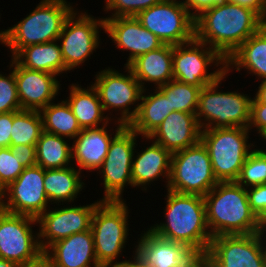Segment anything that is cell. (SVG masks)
<instances>
[{
  "label": "cell",
  "instance_id": "cell-1",
  "mask_svg": "<svg viewBox=\"0 0 266 267\" xmlns=\"http://www.w3.org/2000/svg\"><path fill=\"white\" fill-rule=\"evenodd\" d=\"M195 39L215 49L225 60L266 20L254 9L226 1L195 17Z\"/></svg>",
  "mask_w": 266,
  "mask_h": 267
},
{
  "label": "cell",
  "instance_id": "cell-2",
  "mask_svg": "<svg viewBox=\"0 0 266 267\" xmlns=\"http://www.w3.org/2000/svg\"><path fill=\"white\" fill-rule=\"evenodd\" d=\"M166 222L148 228L156 236L185 244L197 254H206L212 239L206 222L203 196L167 189Z\"/></svg>",
  "mask_w": 266,
  "mask_h": 267
},
{
  "label": "cell",
  "instance_id": "cell-3",
  "mask_svg": "<svg viewBox=\"0 0 266 267\" xmlns=\"http://www.w3.org/2000/svg\"><path fill=\"white\" fill-rule=\"evenodd\" d=\"M204 200L212 237L263 231L264 224L250 208L246 188L236 181L218 182Z\"/></svg>",
  "mask_w": 266,
  "mask_h": 267
},
{
  "label": "cell",
  "instance_id": "cell-4",
  "mask_svg": "<svg viewBox=\"0 0 266 267\" xmlns=\"http://www.w3.org/2000/svg\"><path fill=\"white\" fill-rule=\"evenodd\" d=\"M73 11L66 0H41L22 21L0 31V42L10 48L13 58L26 46L57 40Z\"/></svg>",
  "mask_w": 266,
  "mask_h": 267
},
{
  "label": "cell",
  "instance_id": "cell-5",
  "mask_svg": "<svg viewBox=\"0 0 266 267\" xmlns=\"http://www.w3.org/2000/svg\"><path fill=\"white\" fill-rule=\"evenodd\" d=\"M228 72L199 93L196 118L202 130L209 128H248L252 98L239 92H220L219 85ZM207 122V123H206Z\"/></svg>",
  "mask_w": 266,
  "mask_h": 267
},
{
  "label": "cell",
  "instance_id": "cell-6",
  "mask_svg": "<svg viewBox=\"0 0 266 267\" xmlns=\"http://www.w3.org/2000/svg\"><path fill=\"white\" fill-rule=\"evenodd\" d=\"M249 132L248 128L243 127L209 128L201 131L200 140L208 150L218 182L237 180L251 148L254 147L252 143L247 144Z\"/></svg>",
  "mask_w": 266,
  "mask_h": 267
},
{
  "label": "cell",
  "instance_id": "cell-7",
  "mask_svg": "<svg viewBox=\"0 0 266 267\" xmlns=\"http://www.w3.org/2000/svg\"><path fill=\"white\" fill-rule=\"evenodd\" d=\"M217 183L208 150L201 140L172 153L168 190L204 197Z\"/></svg>",
  "mask_w": 266,
  "mask_h": 267
},
{
  "label": "cell",
  "instance_id": "cell-8",
  "mask_svg": "<svg viewBox=\"0 0 266 267\" xmlns=\"http://www.w3.org/2000/svg\"><path fill=\"white\" fill-rule=\"evenodd\" d=\"M126 201H102L92 216L95 254L100 266L115 262L125 248L128 234Z\"/></svg>",
  "mask_w": 266,
  "mask_h": 267
},
{
  "label": "cell",
  "instance_id": "cell-9",
  "mask_svg": "<svg viewBox=\"0 0 266 267\" xmlns=\"http://www.w3.org/2000/svg\"><path fill=\"white\" fill-rule=\"evenodd\" d=\"M116 125L106 158L98 169L105 189L102 201H124V187H133L131 168L138 134L130 126L119 122Z\"/></svg>",
  "mask_w": 266,
  "mask_h": 267
},
{
  "label": "cell",
  "instance_id": "cell-10",
  "mask_svg": "<svg viewBox=\"0 0 266 267\" xmlns=\"http://www.w3.org/2000/svg\"><path fill=\"white\" fill-rule=\"evenodd\" d=\"M207 46L195 38L172 46L173 79L202 89L220 78L226 72V60L215 49ZM211 64L220 67L208 73Z\"/></svg>",
  "mask_w": 266,
  "mask_h": 267
},
{
  "label": "cell",
  "instance_id": "cell-11",
  "mask_svg": "<svg viewBox=\"0 0 266 267\" xmlns=\"http://www.w3.org/2000/svg\"><path fill=\"white\" fill-rule=\"evenodd\" d=\"M135 17L163 44L175 46L195 38V17L180 0H161Z\"/></svg>",
  "mask_w": 266,
  "mask_h": 267
},
{
  "label": "cell",
  "instance_id": "cell-12",
  "mask_svg": "<svg viewBox=\"0 0 266 267\" xmlns=\"http://www.w3.org/2000/svg\"><path fill=\"white\" fill-rule=\"evenodd\" d=\"M124 67L127 75L109 67L98 72L92 86L98 93L103 111L121 110V117L117 118L116 123L119 122L129 126L139 110L138 101H140L143 89L140 82L134 77L132 70L128 66ZM136 102L138 104L132 110L130 106L135 105Z\"/></svg>",
  "mask_w": 266,
  "mask_h": 267
},
{
  "label": "cell",
  "instance_id": "cell-13",
  "mask_svg": "<svg viewBox=\"0 0 266 267\" xmlns=\"http://www.w3.org/2000/svg\"><path fill=\"white\" fill-rule=\"evenodd\" d=\"M99 28L105 31L103 18L95 19L86 12L80 14L76 10L70 14L57 39L60 41L65 72L77 69L98 48Z\"/></svg>",
  "mask_w": 266,
  "mask_h": 267
},
{
  "label": "cell",
  "instance_id": "cell-14",
  "mask_svg": "<svg viewBox=\"0 0 266 267\" xmlns=\"http://www.w3.org/2000/svg\"><path fill=\"white\" fill-rule=\"evenodd\" d=\"M44 176L45 169L41 166L24 168L18 178L0 193V208L12 214L38 218L50 207Z\"/></svg>",
  "mask_w": 266,
  "mask_h": 267
},
{
  "label": "cell",
  "instance_id": "cell-15",
  "mask_svg": "<svg viewBox=\"0 0 266 267\" xmlns=\"http://www.w3.org/2000/svg\"><path fill=\"white\" fill-rule=\"evenodd\" d=\"M264 234L262 231L212 237L206 254L217 267H266Z\"/></svg>",
  "mask_w": 266,
  "mask_h": 267
},
{
  "label": "cell",
  "instance_id": "cell-16",
  "mask_svg": "<svg viewBox=\"0 0 266 267\" xmlns=\"http://www.w3.org/2000/svg\"><path fill=\"white\" fill-rule=\"evenodd\" d=\"M34 224H37V218L12 214L0 208L1 259L20 265L43 251L38 232L35 234L32 230Z\"/></svg>",
  "mask_w": 266,
  "mask_h": 267
},
{
  "label": "cell",
  "instance_id": "cell-17",
  "mask_svg": "<svg viewBox=\"0 0 266 267\" xmlns=\"http://www.w3.org/2000/svg\"><path fill=\"white\" fill-rule=\"evenodd\" d=\"M102 202L99 200L89 205L50 208L37 218L39 224V244L46 251L53 243L73 234L91 229L95 208ZM43 239V240H41ZM46 240V241H45Z\"/></svg>",
  "mask_w": 266,
  "mask_h": 267
},
{
  "label": "cell",
  "instance_id": "cell-18",
  "mask_svg": "<svg viewBox=\"0 0 266 267\" xmlns=\"http://www.w3.org/2000/svg\"><path fill=\"white\" fill-rule=\"evenodd\" d=\"M105 33L116 44V48L130 51L125 66L138 56L162 47L163 42L144 28L136 17L104 18Z\"/></svg>",
  "mask_w": 266,
  "mask_h": 267
},
{
  "label": "cell",
  "instance_id": "cell-19",
  "mask_svg": "<svg viewBox=\"0 0 266 267\" xmlns=\"http://www.w3.org/2000/svg\"><path fill=\"white\" fill-rule=\"evenodd\" d=\"M14 77L22 110L41 111L58 95L56 75L20 66L14 60Z\"/></svg>",
  "mask_w": 266,
  "mask_h": 267
},
{
  "label": "cell",
  "instance_id": "cell-20",
  "mask_svg": "<svg viewBox=\"0 0 266 267\" xmlns=\"http://www.w3.org/2000/svg\"><path fill=\"white\" fill-rule=\"evenodd\" d=\"M137 243L133 253L145 267H188L197 255L185 244L162 239L149 229L144 231Z\"/></svg>",
  "mask_w": 266,
  "mask_h": 267
},
{
  "label": "cell",
  "instance_id": "cell-21",
  "mask_svg": "<svg viewBox=\"0 0 266 267\" xmlns=\"http://www.w3.org/2000/svg\"><path fill=\"white\" fill-rule=\"evenodd\" d=\"M196 113L173 111L148 136L143 137L160 144L171 153L195 145L201 139V127Z\"/></svg>",
  "mask_w": 266,
  "mask_h": 267
},
{
  "label": "cell",
  "instance_id": "cell-22",
  "mask_svg": "<svg viewBox=\"0 0 266 267\" xmlns=\"http://www.w3.org/2000/svg\"><path fill=\"white\" fill-rule=\"evenodd\" d=\"M46 252L54 267H101L97 261L91 229L53 243Z\"/></svg>",
  "mask_w": 266,
  "mask_h": 267
},
{
  "label": "cell",
  "instance_id": "cell-23",
  "mask_svg": "<svg viewBox=\"0 0 266 267\" xmlns=\"http://www.w3.org/2000/svg\"><path fill=\"white\" fill-rule=\"evenodd\" d=\"M108 123L96 128H86L74 138L72 144V160L78 164L79 171L96 170L102 166L113 139L107 131ZM75 158V159H74Z\"/></svg>",
  "mask_w": 266,
  "mask_h": 267
},
{
  "label": "cell",
  "instance_id": "cell-24",
  "mask_svg": "<svg viewBox=\"0 0 266 267\" xmlns=\"http://www.w3.org/2000/svg\"><path fill=\"white\" fill-rule=\"evenodd\" d=\"M172 153L160 144L152 141L150 146L133 156L131 176L133 187H141L146 190V185L157 181L161 176L166 178L168 186L171 173ZM146 187V188H145Z\"/></svg>",
  "mask_w": 266,
  "mask_h": 267
},
{
  "label": "cell",
  "instance_id": "cell-25",
  "mask_svg": "<svg viewBox=\"0 0 266 267\" xmlns=\"http://www.w3.org/2000/svg\"><path fill=\"white\" fill-rule=\"evenodd\" d=\"M128 67L134 77L140 82L142 89H146L145 82L154 83L156 88L173 80L172 45L162 47L138 56Z\"/></svg>",
  "mask_w": 266,
  "mask_h": 267
},
{
  "label": "cell",
  "instance_id": "cell-26",
  "mask_svg": "<svg viewBox=\"0 0 266 267\" xmlns=\"http://www.w3.org/2000/svg\"><path fill=\"white\" fill-rule=\"evenodd\" d=\"M232 65V66H231ZM247 69L258 79L266 80V24L241 44L226 60V71Z\"/></svg>",
  "mask_w": 266,
  "mask_h": 267
},
{
  "label": "cell",
  "instance_id": "cell-27",
  "mask_svg": "<svg viewBox=\"0 0 266 267\" xmlns=\"http://www.w3.org/2000/svg\"><path fill=\"white\" fill-rule=\"evenodd\" d=\"M69 99L67 103L75 115L81 129L100 127V123L106 125L111 117L104 116L98 93L91 85L87 89L79 84H71ZM103 121V122H102Z\"/></svg>",
  "mask_w": 266,
  "mask_h": 267
},
{
  "label": "cell",
  "instance_id": "cell-28",
  "mask_svg": "<svg viewBox=\"0 0 266 267\" xmlns=\"http://www.w3.org/2000/svg\"><path fill=\"white\" fill-rule=\"evenodd\" d=\"M58 40L22 48L13 59L22 67L59 76L65 72Z\"/></svg>",
  "mask_w": 266,
  "mask_h": 267
},
{
  "label": "cell",
  "instance_id": "cell-29",
  "mask_svg": "<svg viewBox=\"0 0 266 267\" xmlns=\"http://www.w3.org/2000/svg\"><path fill=\"white\" fill-rule=\"evenodd\" d=\"M146 89L142 91L139 104V110L134 120L129 126L143 137H148L169 115L173 112L170 109L169 99L158 89L149 95H143Z\"/></svg>",
  "mask_w": 266,
  "mask_h": 267
},
{
  "label": "cell",
  "instance_id": "cell-30",
  "mask_svg": "<svg viewBox=\"0 0 266 267\" xmlns=\"http://www.w3.org/2000/svg\"><path fill=\"white\" fill-rule=\"evenodd\" d=\"M81 171L73 166L62 169H46L44 189L51 204L73 202L82 191L84 182L81 180ZM53 202V203H52Z\"/></svg>",
  "mask_w": 266,
  "mask_h": 267
},
{
  "label": "cell",
  "instance_id": "cell-31",
  "mask_svg": "<svg viewBox=\"0 0 266 267\" xmlns=\"http://www.w3.org/2000/svg\"><path fill=\"white\" fill-rule=\"evenodd\" d=\"M72 146L64 137L43 131L36 143V165L43 169H62L73 165Z\"/></svg>",
  "mask_w": 266,
  "mask_h": 267
},
{
  "label": "cell",
  "instance_id": "cell-32",
  "mask_svg": "<svg viewBox=\"0 0 266 267\" xmlns=\"http://www.w3.org/2000/svg\"><path fill=\"white\" fill-rule=\"evenodd\" d=\"M43 131L74 139L81 131L75 115L66 100L51 102L41 111Z\"/></svg>",
  "mask_w": 266,
  "mask_h": 267
},
{
  "label": "cell",
  "instance_id": "cell-33",
  "mask_svg": "<svg viewBox=\"0 0 266 267\" xmlns=\"http://www.w3.org/2000/svg\"><path fill=\"white\" fill-rule=\"evenodd\" d=\"M43 132V120L40 111H13L11 146L34 145Z\"/></svg>",
  "mask_w": 266,
  "mask_h": 267
},
{
  "label": "cell",
  "instance_id": "cell-34",
  "mask_svg": "<svg viewBox=\"0 0 266 267\" xmlns=\"http://www.w3.org/2000/svg\"><path fill=\"white\" fill-rule=\"evenodd\" d=\"M158 89L169 99L170 109L185 113H196L200 87L171 80Z\"/></svg>",
  "mask_w": 266,
  "mask_h": 267
},
{
  "label": "cell",
  "instance_id": "cell-35",
  "mask_svg": "<svg viewBox=\"0 0 266 267\" xmlns=\"http://www.w3.org/2000/svg\"><path fill=\"white\" fill-rule=\"evenodd\" d=\"M236 182L244 188L266 184V151L253 149L241 168Z\"/></svg>",
  "mask_w": 266,
  "mask_h": 267
},
{
  "label": "cell",
  "instance_id": "cell-36",
  "mask_svg": "<svg viewBox=\"0 0 266 267\" xmlns=\"http://www.w3.org/2000/svg\"><path fill=\"white\" fill-rule=\"evenodd\" d=\"M10 62L9 69L13 70L9 75L5 76L0 72V113L22 110L14 77V59L12 58Z\"/></svg>",
  "mask_w": 266,
  "mask_h": 267
},
{
  "label": "cell",
  "instance_id": "cell-37",
  "mask_svg": "<svg viewBox=\"0 0 266 267\" xmlns=\"http://www.w3.org/2000/svg\"><path fill=\"white\" fill-rule=\"evenodd\" d=\"M161 0H105L104 11H114L110 17H135L139 12L159 3Z\"/></svg>",
  "mask_w": 266,
  "mask_h": 267
},
{
  "label": "cell",
  "instance_id": "cell-38",
  "mask_svg": "<svg viewBox=\"0 0 266 267\" xmlns=\"http://www.w3.org/2000/svg\"><path fill=\"white\" fill-rule=\"evenodd\" d=\"M24 167L14 157L10 147L0 148V193L23 172Z\"/></svg>",
  "mask_w": 266,
  "mask_h": 267
},
{
  "label": "cell",
  "instance_id": "cell-39",
  "mask_svg": "<svg viewBox=\"0 0 266 267\" xmlns=\"http://www.w3.org/2000/svg\"><path fill=\"white\" fill-rule=\"evenodd\" d=\"M252 212L266 224V184L246 188Z\"/></svg>",
  "mask_w": 266,
  "mask_h": 267
},
{
  "label": "cell",
  "instance_id": "cell-40",
  "mask_svg": "<svg viewBox=\"0 0 266 267\" xmlns=\"http://www.w3.org/2000/svg\"><path fill=\"white\" fill-rule=\"evenodd\" d=\"M256 128L258 134L266 129V103L259 102L255 97L252 98L250 121L248 129Z\"/></svg>",
  "mask_w": 266,
  "mask_h": 267
},
{
  "label": "cell",
  "instance_id": "cell-41",
  "mask_svg": "<svg viewBox=\"0 0 266 267\" xmlns=\"http://www.w3.org/2000/svg\"><path fill=\"white\" fill-rule=\"evenodd\" d=\"M14 157L19 159V162L24 168L36 165V146L34 145H16L10 146Z\"/></svg>",
  "mask_w": 266,
  "mask_h": 267
},
{
  "label": "cell",
  "instance_id": "cell-42",
  "mask_svg": "<svg viewBox=\"0 0 266 267\" xmlns=\"http://www.w3.org/2000/svg\"><path fill=\"white\" fill-rule=\"evenodd\" d=\"M13 112L0 113V148L11 146Z\"/></svg>",
  "mask_w": 266,
  "mask_h": 267
},
{
  "label": "cell",
  "instance_id": "cell-43",
  "mask_svg": "<svg viewBox=\"0 0 266 267\" xmlns=\"http://www.w3.org/2000/svg\"><path fill=\"white\" fill-rule=\"evenodd\" d=\"M226 1H228V0H185V1L183 0V3L187 7L188 11L194 17H196L204 9H207V8L212 7L214 5L222 4Z\"/></svg>",
  "mask_w": 266,
  "mask_h": 267
},
{
  "label": "cell",
  "instance_id": "cell-44",
  "mask_svg": "<svg viewBox=\"0 0 266 267\" xmlns=\"http://www.w3.org/2000/svg\"><path fill=\"white\" fill-rule=\"evenodd\" d=\"M18 267H54V263L46 251H41L36 257L25 261Z\"/></svg>",
  "mask_w": 266,
  "mask_h": 267
},
{
  "label": "cell",
  "instance_id": "cell-45",
  "mask_svg": "<svg viewBox=\"0 0 266 267\" xmlns=\"http://www.w3.org/2000/svg\"><path fill=\"white\" fill-rule=\"evenodd\" d=\"M256 10L266 20V0H228Z\"/></svg>",
  "mask_w": 266,
  "mask_h": 267
},
{
  "label": "cell",
  "instance_id": "cell-46",
  "mask_svg": "<svg viewBox=\"0 0 266 267\" xmlns=\"http://www.w3.org/2000/svg\"><path fill=\"white\" fill-rule=\"evenodd\" d=\"M133 257V261L129 260H123V261H119V262H112L106 265H103L101 267H145L143 262L141 261V259L136 255L132 256Z\"/></svg>",
  "mask_w": 266,
  "mask_h": 267
},
{
  "label": "cell",
  "instance_id": "cell-47",
  "mask_svg": "<svg viewBox=\"0 0 266 267\" xmlns=\"http://www.w3.org/2000/svg\"><path fill=\"white\" fill-rule=\"evenodd\" d=\"M188 267H217L207 254H197Z\"/></svg>",
  "mask_w": 266,
  "mask_h": 267
},
{
  "label": "cell",
  "instance_id": "cell-48",
  "mask_svg": "<svg viewBox=\"0 0 266 267\" xmlns=\"http://www.w3.org/2000/svg\"><path fill=\"white\" fill-rule=\"evenodd\" d=\"M258 91L255 94V98L262 103H266V80L261 81L258 87Z\"/></svg>",
  "mask_w": 266,
  "mask_h": 267
},
{
  "label": "cell",
  "instance_id": "cell-49",
  "mask_svg": "<svg viewBox=\"0 0 266 267\" xmlns=\"http://www.w3.org/2000/svg\"><path fill=\"white\" fill-rule=\"evenodd\" d=\"M0 267H18V265L9 260L0 258Z\"/></svg>",
  "mask_w": 266,
  "mask_h": 267
},
{
  "label": "cell",
  "instance_id": "cell-50",
  "mask_svg": "<svg viewBox=\"0 0 266 267\" xmlns=\"http://www.w3.org/2000/svg\"><path fill=\"white\" fill-rule=\"evenodd\" d=\"M259 135H260V137L262 138H264V140H266V129H264L263 131H261L260 133H259Z\"/></svg>",
  "mask_w": 266,
  "mask_h": 267
},
{
  "label": "cell",
  "instance_id": "cell-51",
  "mask_svg": "<svg viewBox=\"0 0 266 267\" xmlns=\"http://www.w3.org/2000/svg\"><path fill=\"white\" fill-rule=\"evenodd\" d=\"M263 232L266 233V224H264V229ZM266 237V235H264V238ZM266 239V238H265Z\"/></svg>",
  "mask_w": 266,
  "mask_h": 267
}]
</instances>
